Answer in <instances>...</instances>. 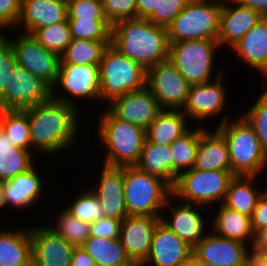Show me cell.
Instances as JSON below:
<instances>
[{
	"instance_id": "51",
	"label": "cell",
	"mask_w": 267,
	"mask_h": 266,
	"mask_svg": "<svg viewBox=\"0 0 267 266\" xmlns=\"http://www.w3.org/2000/svg\"><path fill=\"white\" fill-rule=\"evenodd\" d=\"M244 7L251 8L267 18V0H235Z\"/></svg>"
},
{
	"instance_id": "47",
	"label": "cell",
	"mask_w": 267,
	"mask_h": 266,
	"mask_svg": "<svg viewBox=\"0 0 267 266\" xmlns=\"http://www.w3.org/2000/svg\"><path fill=\"white\" fill-rule=\"evenodd\" d=\"M21 13V0H0V24L17 26Z\"/></svg>"
},
{
	"instance_id": "8",
	"label": "cell",
	"mask_w": 267,
	"mask_h": 266,
	"mask_svg": "<svg viewBox=\"0 0 267 266\" xmlns=\"http://www.w3.org/2000/svg\"><path fill=\"white\" fill-rule=\"evenodd\" d=\"M235 175L231 171H202L189 169L181 172L172 187L177 201L204 207L224 202L228 185Z\"/></svg>"
},
{
	"instance_id": "25",
	"label": "cell",
	"mask_w": 267,
	"mask_h": 266,
	"mask_svg": "<svg viewBox=\"0 0 267 266\" xmlns=\"http://www.w3.org/2000/svg\"><path fill=\"white\" fill-rule=\"evenodd\" d=\"M36 168L37 166L34 165L27 172L4 181L3 193L7 207L12 205L16 209H25L29 206L33 208V205L39 203L38 199L43 198L44 180L41 179Z\"/></svg>"
},
{
	"instance_id": "2",
	"label": "cell",
	"mask_w": 267,
	"mask_h": 266,
	"mask_svg": "<svg viewBox=\"0 0 267 266\" xmlns=\"http://www.w3.org/2000/svg\"><path fill=\"white\" fill-rule=\"evenodd\" d=\"M169 45L167 28L148 19H124L112 25L111 46L146 70L169 59Z\"/></svg>"
},
{
	"instance_id": "56",
	"label": "cell",
	"mask_w": 267,
	"mask_h": 266,
	"mask_svg": "<svg viewBox=\"0 0 267 266\" xmlns=\"http://www.w3.org/2000/svg\"><path fill=\"white\" fill-rule=\"evenodd\" d=\"M7 26L3 25V24H0V47L5 44L8 39H9V36L7 37V34H4V32L2 33L1 30H3V28H6ZM6 35V36H5Z\"/></svg>"
},
{
	"instance_id": "29",
	"label": "cell",
	"mask_w": 267,
	"mask_h": 266,
	"mask_svg": "<svg viewBox=\"0 0 267 266\" xmlns=\"http://www.w3.org/2000/svg\"><path fill=\"white\" fill-rule=\"evenodd\" d=\"M188 119L181 110H163L146 129V140L171 145L191 129L187 123Z\"/></svg>"
},
{
	"instance_id": "40",
	"label": "cell",
	"mask_w": 267,
	"mask_h": 266,
	"mask_svg": "<svg viewBox=\"0 0 267 266\" xmlns=\"http://www.w3.org/2000/svg\"><path fill=\"white\" fill-rule=\"evenodd\" d=\"M72 39L111 41L112 25L108 20H68Z\"/></svg>"
},
{
	"instance_id": "23",
	"label": "cell",
	"mask_w": 267,
	"mask_h": 266,
	"mask_svg": "<svg viewBox=\"0 0 267 266\" xmlns=\"http://www.w3.org/2000/svg\"><path fill=\"white\" fill-rule=\"evenodd\" d=\"M67 20L66 0H21V13L17 26L25 33ZM21 24V25H20Z\"/></svg>"
},
{
	"instance_id": "5",
	"label": "cell",
	"mask_w": 267,
	"mask_h": 266,
	"mask_svg": "<svg viewBox=\"0 0 267 266\" xmlns=\"http://www.w3.org/2000/svg\"><path fill=\"white\" fill-rule=\"evenodd\" d=\"M171 196L172 187L162 178L136 166L124 167V198L128 216L161 217Z\"/></svg>"
},
{
	"instance_id": "49",
	"label": "cell",
	"mask_w": 267,
	"mask_h": 266,
	"mask_svg": "<svg viewBox=\"0 0 267 266\" xmlns=\"http://www.w3.org/2000/svg\"><path fill=\"white\" fill-rule=\"evenodd\" d=\"M70 266H97L94 259L82 249L75 247Z\"/></svg>"
},
{
	"instance_id": "14",
	"label": "cell",
	"mask_w": 267,
	"mask_h": 266,
	"mask_svg": "<svg viewBox=\"0 0 267 266\" xmlns=\"http://www.w3.org/2000/svg\"><path fill=\"white\" fill-rule=\"evenodd\" d=\"M224 73L219 69L213 82L190 85L187 101L181 110L189 120L192 119L199 123L215 118L214 116L217 117L221 112H224L228 106L226 103L229 98L227 88L224 87L223 83L225 81L223 80L225 79Z\"/></svg>"
},
{
	"instance_id": "3",
	"label": "cell",
	"mask_w": 267,
	"mask_h": 266,
	"mask_svg": "<svg viewBox=\"0 0 267 266\" xmlns=\"http://www.w3.org/2000/svg\"><path fill=\"white\" fill-rule=\"evenodd\" d=\"M225 114L216 129L227 142L231 172L240 176H259L267 166V153L253 127L242 115L237 120H232V116L230 118Z\"/></svg>"
},
{
	"instance_id": "10",
	"label": "cell",
	"mask_w": 267,
	"mask_h": 266,
	"mask_svg": "<svg viewBox=\"0 0 267 266\" xmlns=\"http://www.w3.org/2000/svg\"><path fill=\"white\" fill-rule=\"evenodd\" d=\"M57 88L62 90L60 94ZM52 98L75 106V99L100 101L99 65L59 64L57 79L52 87Z\"/></svg>"
},
{
	"instance_id": "12",
	"label": "cell",
	"mask_w": 267,
	"mask_h": 266,
	"mask_svg": "<svg viewBox=\"0 0 267 266\" xmlns=\"http://www.w3.org/2000/svg\"><path fill=\"white\" fill-rule=\"evenodd\" d=\"M52 97V88L23 66L16 64L4 94L0 110H24Z\"/></svg>"
},
{
	"instance_id": "17",
	"label": "cell",
	"mask_w": 267,
	"mask_h": 266,
	"mask_svg": "<svg viewBox=\"0 0 267 266\" xmlns=\"http://www.w3.org/2000/svg\"><path fill=\"white\" fill-rule=\"evenodd\" d=\"M106 105L108 106L106 109L114 117L144 130L163 111L147 86L115 97Z\"/></svg>"
},
{
	"instance_id": "11",
	"label": "cell",
	"mask_w": 267,
	"mask_h": 266,
	"mask_svg": "<svg viewBox=\"0 0 267 266\" xmlns=\"http://www.w3.org/2000/svg\"><path fill=\"white\" fill-rule=\"evenodd\" d=\"M146 86L163 110H182L190 88V84L169 60L147 69Z\"/></svg>"
},
{
	"instance_id": "37",
	"label": "cell",
	"mask_w": 267,
	"mask_h": 266,
	"mask_svg": "<svg viewBox=\"0 0 267 266\" xmlns=\"http://www.w3.org/2000/svg\"><path fill=\"white\" fill-rule=\"evenodd\" d=\"M54 223L48 227L75 247H81L90 236V224L77 219L65 209L57 214Z\"/></svg>"
},
{
	"instance_id": "19",
	"label": "cell",
	"mask_w": 267,
	"mask_h": 266,
	"mask_svg": "<svg viewBox=\"0 0 267 266\" xmlns=\"http://www.w3.org/2000/svg\"><path fill=\"white\" fill-rule=\"evenodd\" d=\"M161 217L127 216L123 219L120 240L131 261L141 266L151 249L152 235Z\"/></svg>"
},
{
	"instance_id": "50",
	"label": "cell",
	"mask_w": 267,
	"mask_h": 266,
	"mask_svg": "<svg viewBox=\"0 0 267 266\" xmlns=\"http://www.w3.org/2000/svg\"><path fill=\"white\" fill-rule=\"evenodd\" d=\"M158 0H136L137 18L147 19L157 10Z\"/></svg>"
},
{
	"instance_id": "45",
	"label": "cell",
	"mask_w": 267,
	"mask_h": 266,
	"mask_svg": "<svg viewBox=\"0 0 267 266\" xmlns=\"http://www.w3.org/2000/svg\"><path fill=\"white\" fill-rule=\"evenodd\" d=\"M16 62L15 52L8 40L0 47V97L4 94Z\"/></svg>"
},
{
	"instance_id": "53",
	"label": "cell",
	"mask_w": 267,
	"mask_h": 266,
	"mask_svg": "<svg viewBox=\"0 0 267 266\" xmlns=\"http://www.w3.org/2000/svg\"><path fill=\"white\" fill-rule=\"evenodd\" d=\"M251 264L253 266H267V250H251Z\"/></svg>"
},
{
	"instance_id": "27",
	"label": "cell",
	"mask_w": 267,
	"mask_h": 266,
	"mask_svg": "<svg viewBox=\"0 0 267 266\" xmlns=\"http://www.w3.org/2000/svg\"><path fill=\"white\" fill-rule=\"evenodd\" d=\"M0 230V266H32L30 226Z\"/></svg>"
},
{
	"instance_id": "54",
	"label": "cell",
	"mask_w": 267,
	"mask_h": 266,
	"mask_svg": "<svg viewBox=\"0 0 267 266\" xmlns=\"http://www.w3.org/2000/svg\"><path fill=\"white\" fill-rule=\"evenodd\" d=\"M182 266H208L207 264L199 261L193 254L185 261Z\"/></svg>"
},
{
	"instance_id": "42",
	"label": "cell",
	"mask_w": 267,
	"mask_h": 266,
	"mask_svg": "<svg viewBox=\"0 0 267 266\" xmlns=\"http://www.w3.org/2000/svg\"><path fill=\"white\" fill-rule=\"evenodd\" d=\"M67 20H107L102 0H66Z\"/></svg>"
},
{
	"instance_id": "35",
	"label": "cell",
	"mask_w": 267,
	"mask_h": 266,
	"mask_svg": "<svg viewBox=\"0 0 267 266\" xmlns=\"http://www.w3.org/2000/svg\"><path fill=\"white\" fill-rule=\"evenodd\" d=\"M109 45L111 41L72 39L67 49L60 55L59 64L99 65Z\"/></svg>"
},
{
	"instance_id": "36",
	"label": "cell",
	"mask_w": 267,
	"mask_h": 266,
	"mask_svg": "<svg viewBox=\"0 0 267 266\" xmlns=\"http://www.w3.org/2000/svg\"><path fill=\"white\" fill-rule=\"evenodd\" d=\"M0 126L16 147L31 151L29 121L24 110H0Z\"/></svg>"
},
{
	"instance_id": "16",
	"label": "cell",
	"mask_w": 267,
	"mask_h": 266,
	"mask_svg": "<svg viewBox=\"0 0 267 266\" xmlns=\"http://www.w3.org/2000/svg\"><path fill=\"white\" fill-rule=\"evenodd\" d=\"M174 201L175 198L171 196L163 209L170 212L171 218L165 217L167 213L165 212L161 215V221L191 248H194L210 230V225L206 223L208 219L204 218L205 214L200 211L205 207L177 202V199Z\"/></svg>"
},
{
	"instance_id": "21",
	"label": "cell",
	"mask_w": 267,
	"mask_h": 266,
	"mask_svg": "<svg viewBox=\"0 0 267 266\" xmlns=\"http://www.w3.org/2000/svg\"><path fill=\"white\" fill-rule=\"evenodd\" d=\"M102 165L97 187L88 188L97 197L105 216L123 220L128 216L124 198V167Z\"/></svg>"
},
{
	"instance_id": "1",
	"label": "cell",
	"mask_w": 267,
	"mask_h": 266,
	"mask_svg": "<svg viewBox=\"0 0 267 266\" xmlns=\"http://www.w3.org/2000/svg\"><path fill=\"white\" fill-rule=\"evenodd\" d=\"M78 106L54 98L24 109L27 113L31 151L54 154L69 150L80 130Z\"/></svg>"
},
{
	"instance_id": "52",
	"label": "cell",
	"mask_w": 267,
	"mask_h": 266,
	"mask_svg": "<svg viewBox=\"0 0 267 266\" xmlns=\"http://www.w3.org/2000/svg\"><path fill=\"white\" fill-rule=\"evenodd\" d=\"M251 250H267V228L260 229L254 234Z\"/></svg>"
},
{
	"instance_id": "33",
	"label": "cell",
	"mask_w": 267,
	"mask_h": 266,
	"mask_svg": "<svg viewBox=\"0 0 267 266\" xmlns=\"http://www.w3.org/2000/svg\"><path fill=\"white\" fill-rule=\"evenodd\" d=\"M139 170L165 180L172 187V152L170 145H162L145 140L139 161Z\"/></svg>"
},
{
	"instance_id": "44",
	"label": "cell",
	"mask_w": 267,
	"mask_h": 266,
	"mask_svg": "<svg viewBox=\"0 0 267 266\" xmlns=\"http://www.w3.org/2000/svg\"><path fill=\"white\" fill-rule=\"evenodd\" d=\"M103 12L108 22L137 18L136 0H102Z\"/></svg>"
},
{
	"instance_id": "41",
	"label": "cell",
	"mask_w": 267,
	"mask_h": 266,
	"mask_svg": "<svg viewBox=\"0 0 267 266\" xmlns=\"http://www.w3.org/2000/svg\"><path fill=\"white\" fill-rule=\"evenodd\" d=\"M251 106L242 116L253 127L262 148L267 153V87Z\"/></svg>"
},
{
	"instance_id": "43",
	"label": "cell",
	"mask_w": 267,
	"mask_h": 266,
	"mask_svg": "<svg viewBox=\"0 0 267 266\" xmlns=\"http://www.w3.org/2000/svg\"><path fill=\"white\" fill-rule=\"evenodd\" d=\"M189 1L190 0H158L157 10L147 19L156 25L168 28Z\"/></svg>"
},
{
	"instance_id": "9",
	"label": "cell",
	"mask_w": 267,
	"mask_h": 266,
	"mask_svg": "<svg viewBox=\"0 0 267 266\" xmlns=\"http://www.w3.org/2000/svg\"><path fill=\"white\" fill-rule=\"evenodd\" d=\"M217 40H185L169 45V61L190 85L211 82L214 59L219 48Z\"/></svg>"
},
{
	"instance_id": "34",
	"label": "cell",
	"mask_w": 267,
	"mask_h": 266,
	"mask_svg": "<svg viewBox=\"0 0 267 266\" xmlns=\"http://www.w3.org/2000/svg\"><path fill=\"white\" fill-rule=\"evenodd\" d=\"M198 144L199 126L194 129L191 125V129L188 132L170 145L172 152V187L181 172L194 167Z\"/></svg>"
},
{
	"instance_id": "7",
	"label": "cell",
	"mask_w": 267,
	"mask_h": 266,
	"mask_svg": "<svg viewBox=\"0 0 267 266\" xmlns=\"http://www.w3.org/2000/svg\"><path fill=\"white\" fill-rule=\"evenodd\" d=\"M223 0H190L168 26L169 43L217 40Z\"/></svg>"
},
{
	"instance_id": "38",
	"label": "cell",
	"mask_w": 267,
	"mask_h": 266,
	"mask_svg": "<svg viewBox=\"0 0 267 266\" xmlns=\"http://www.w3.org/2000/svg\"><path fill=\"white\" fill-rule=\"evenodd\" d=\"M32 35L44 48L57 53L59 56L72 41L68 20L37 29Z\"/></svg>"
},
{
	"instance_id": "13",
	"label": "cell",
	"mask_w": 267,
	"mask_h": 266,
	"mask_svg": "<svg viewBox=\"0 0 267 266\" xmlns=\"http://www.w3.org/2000/svg\"><path fill=\"white\" fill-rule=\"evenodd\" d=\"M17 36L8 39L14 49L17 64L52 88L57 79L60 56L44 48L32 34L20 32Z\"/></svg>"
},
{
	"instance_id": "48",
	"label": "cell",
	"mask_w": 267,
	"mask_h": 266,
	"mask_svg": "<svg viewBox=\"0 0 267 266\" xmlns=\"http://www.w3.org/2000/svg\"><path fill=\"white\" fill-rule=\"evenodd\" d=\"M250 220L254 234L260 229L267 228V189L260 196Z\"/></svg>"
},
{
	"instance_id": "15",
	"label": "cell",
	"mask_w": 267,
	"mask_h": 266,
	"mask_svg": "<svg viewBox=\"0 0 267 266\" xmlns=\"http://www.w3.org/2000/svg\"><path fill=\"white\" fill-rule=\"evenodd\" d=\"M250 251L249 245L209 230L193 248V255L208 266H248L251 263Z\"/></svg>"
},
{
	"instance_id": "18",
	"label": "cell",
	"mask_w": 267,
	"mask_h": 266,
	"mask_svg": "<svg viewBox=\"0 0 267 266\" xmlns=\"http://www.w3.org/2000/svg\"><path fill=\"white\" fill-rule=\"evenodd\" d=\"M32 266H70L75 246L50 227H30Z\"/></svg>"
},
{
	"instance_id": "39",
	"label": "cell",
	"mask_w": 267,
	"mask_h": 266,
	"mask_svg": "<svg viewBox=\"0 0 267 266\" xmlns=\"http://www.w3.org/2000/svg\"><path fill=\"white\" fill-rule=\"evenodd\" d=\"M65 210L89 224L105 216L97 197L88 188L78 193L72 204H68Z\"/></svg>"
},
{
	"instance_id": "24",
	"label": "cell",
	"mask_w": 267,
	"mask_h": 266,
	"mask_svg": "<svg viewBox=\"0 0 267 266\" xmlns=\"http://www.w3.org/2000/svg\"><path fill=\"white\" fill-rule=\"evenodd\" d=\"M199 126V144L193 169L231 171L229 149L223 135L215 128L209 131Z\"/></svg>"
},
{
	"instance_id": "32",
	"label": "cell",
	"mask_w": 267,
	"mask_h": 266,
	"mask_svg": "<svg viewBox=\"0 0 267 266\" xmlns=\"http://www.w3.org/2000/svg\"><path fill=\"white\" fill-rule=\"evenodd\" d=\"M81 247L94 259L97 266H136L128 257L119 238L89 236Z\"/></svg>"
},
{
	"instance_id": "20",
	"label": "cell",
	"mask_w": 267,
	"mask_h": 266,
	"mask_svg": "<svg viewBox=\"0 0 267 266\" xmlns=\"http://www.w3.org/2000/svg\"><path fill=\"white\" fill-rule=\"evenodd\" d=\"M192 254L193 248L160 220L152 235L149 256L141 266H182Z\"/></svg>"
},
{
	"instance_id": "22",
	"label": "cell",
	"mask_w": 267,
	"mask_h": 266,
	"mask_svg": "<svg viewBox=\"0 0 267 266\" xmlns=\"http://www.w3.org/2000/svg\"><path fill=\"white\" fill-rule=\"evenodd\" d=\"M262 18L258 12L235 0H223L217 38L219 46L231 49Z\"/></svg>"
},
{
	"instance_id": "30",
	"label": "cell",
	"mask_w": 267,
	"mask_h": 266,
	"mask_svg": "<svg viewBox=\"0 0 267 266\" xmlns=\"http://www.w3.org/2000/svg\"><path fill=\"white\" fill-rule=\"evenodd\" d=\"M260 176L235 175L226 192L223 204L237 212L251 217L253 210L263 192L266 190L255 187L256 179ZM256 180V181H255Z\"/></svg>"
},
{
	"instance_id": "46",
	"label": "cell",
	"mask_w": 267,
	"mask_h": 266,
	"mask_svg": "<svg viewBox=\"0 0 267 266\" xmlns=\"http://www.w3.org/2000/svg\"><path fill=\"white\" fill-rule=\"evenodd\" d=\"M123 220L104 216L90 224V236L105 239L120 238Z\"/></svg>"
},
{
	"instance_id": "6",
	"label": "cell",
	"mask_w": 267,
	"mask_h": 266,
	"mask_svg": "<svg viewBox=\"0 0 267 266\" xmlns=\"http://www.w3.org/2000/svg\"><path fill=\"white\" fill-rule=\"evenodd\" d=\"M100 102L109 103L115 97L146 86L147 70L109 45L99 64Z\"/></svg>"
},
{
	"instance_id": "28",
	"label": "cell",
	"mask_w": 267,
	"mask_h": 266,
	"mask_svg": "<svg viewBox=\"0 0 267 266\" xmlns=\"http://www.w3.org/2000/svg\"><path fill=\"white\" fill-rule=\"evenodd\" d=\"M214 214L213 222H211V230L224 238L243 242L250 247L254 241V233L251 227L250 217L237 212L223 203L217 207Z\"/></svg>"
},
{
	"instance_id": "55",
	"label": "cell",
	"mask_w": 267,
	"mask_h": 266,
	"mask_svg": "<svg viewBox=\"0 0 267 266\" xmlns=\"http://www.w3.org/2000/svg\"><path fill=\"white\" fill-rule=\"evenodd\" d=\"M3 188H4V181H0V210L6 207Z\"/></svg>"
},
{
	"instance_id": "31",
	"label": "cell",
	"mask_w": 267,
	"mask_h": 266,
	"mask_svg": "<svg viewBox=\"0 0 267 266\" xmlns=\"http://www.w3.org/2000/svg\"><path fill=\"white\" fill-rule=\"evenodd\" d=\"M34 154L16 147L0 126V181L11 180L14 176L27 172L36 163Z\"/></svg>"
},
{
	"instance_id": "4",
	"label": "cell",
	"mask_w": 267,
	"mask_h": 266,
	"mask_svg": "<svg viewBox=\"0 0 267 266\" xmlns=\"http://www.w3.org/2000/svg\"><path fill=\"white\" fill-rule=\"evenodd\" d=\"M98 121L97 134L107 151L104 164L109 166H135L139 161L146 130L114 117L106 108Z\"/></svg>"
},
{
	"instance_id": "26",
	"label": "cell",
	"mask_w": 267,
	"mask_h": 266,
	"mask_svg": "<svg viewBox=\"0 0 267 266\" xmlns=\"http://www.w3.org/2000/svg\"><path fill=\"white\" fill-rule=\"evenodd\" d=\"M230 50L267 79V18L263 17Z\"/></svg>"
}]
</instances>
